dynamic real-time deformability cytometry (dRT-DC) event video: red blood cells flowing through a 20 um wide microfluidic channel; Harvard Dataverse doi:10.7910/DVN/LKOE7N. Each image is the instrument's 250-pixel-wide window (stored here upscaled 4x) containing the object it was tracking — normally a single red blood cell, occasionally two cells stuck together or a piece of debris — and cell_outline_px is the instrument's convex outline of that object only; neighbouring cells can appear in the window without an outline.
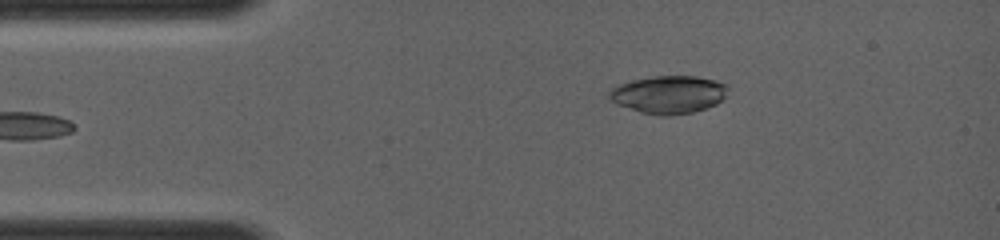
{"species": "common noctule bat (a hibernating species)", "species_latin": "Nyctalus noctula", "temperature_condition": "room temperature", "stored_images_in_passage": 41, "camera_frame_rate_fps": 4000, "um_per_image_px": 0.085, "animal": {"sex": "female", "body_mass_g": 19.0, "forearm_length_mm": 56.7}, "frame": {"image": 1, "passage_image": 3, "time_ms": 0.5, "image_size_px": [1000, 240], "cell_outline_px": [[728, 88], [724, 96], [716, 104], [692, 112], [668, 116], [660, 116], [640, 112], [616, 104], [608, 96], [612, 88], [620, 84], [636, 80], [656, 76], [696, 76], [712, 80], [724, 84]], "centroid_in_image_um": [56.81, 8.05], "position_along_channel_um": 28.2, "area_um2": 25.66}}
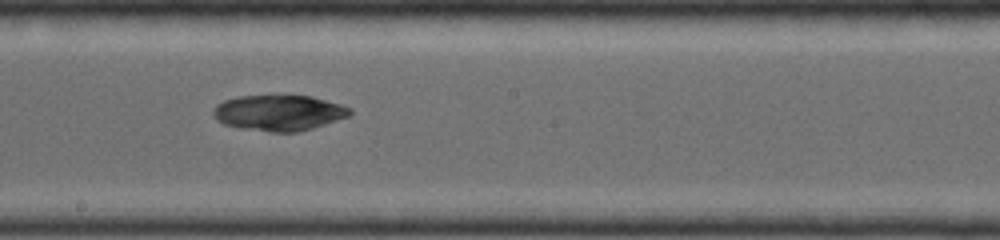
{"frame": {"image": 2, "passage_image": 23, "time_ms": 5.5, "image_size_px": [1000, 240], "cell_outline_px": [[352, 112], [348, 116], [312, 128], [296, 132], [272, 132], [240, 128], [224, 124], [216, 120], [212, 112], [216, 104], [224, 100], [240, 96], [312, 96], [340, 104], [352, 108]], "centroid_in_image_um": [23.68, 9.59], "position_along_channel_um": 224.5, "area_um2": 28.26}}
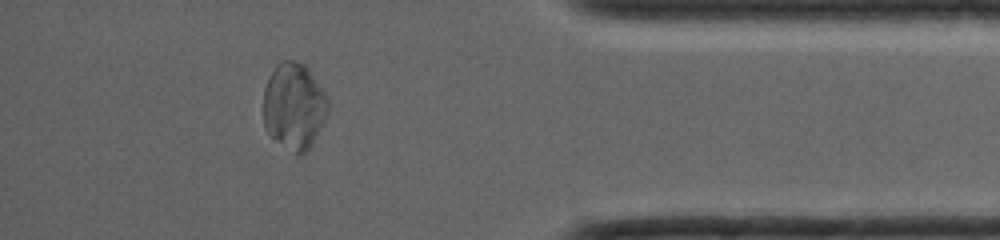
{"frame": {"image": 3, "passage_image": 40, "time_ms": 9.75, "image_size_px": [1000, 240], "cell_outline_px": [[328, 112], [312, 144], [300, 156], [296, 156], [276, 140], [264, 128], [264, 88], [276, 64], [280, 60], [292, 60], [304, 64], [308, 68], [328, 96]], "centroid_in_image_um": [25.0, 9.02], "position_along_channel_um": 410.2, "area_um2": 32.6}}